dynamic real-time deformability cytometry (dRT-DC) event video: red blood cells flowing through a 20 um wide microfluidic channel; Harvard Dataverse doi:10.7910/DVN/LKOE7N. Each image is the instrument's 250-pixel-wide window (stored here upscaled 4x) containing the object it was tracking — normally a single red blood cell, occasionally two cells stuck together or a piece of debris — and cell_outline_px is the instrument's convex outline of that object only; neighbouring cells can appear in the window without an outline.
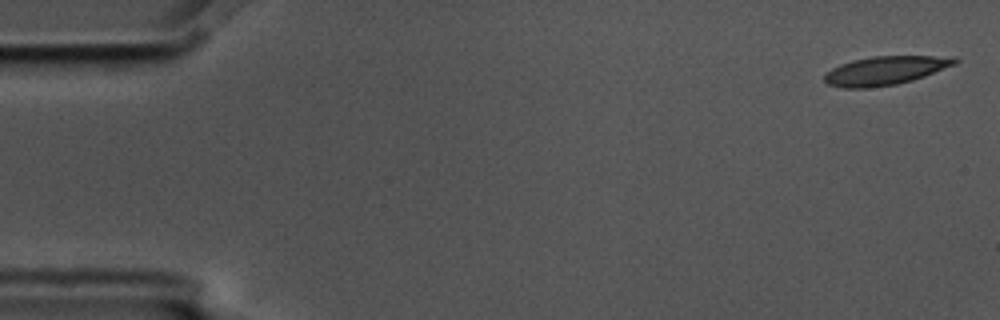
{"species": "common noctule bat (a hibernating species)", "species_latin": "Nyctalus noctula", "temperature_condition": "cold", "stored_images_in_passage": 5, "camera_frame_rate_fps": 3000, "um_per_image_px": 0.085, "animal": {"sex": "male", "body_mass_g": 17.5, "forearm_length_mm": 52.3}, "frame": {"image": 1, "passage_image": 1, "time_ms": 0.0, "image_size_px": [1000, 320], "cell_outline_px": [[960, 60], [956, 64], [924, 76], [912, 80], [896, 84], [864, 88], [844, 88], [828, 84], [824, 80], [824, 76], [832, 68], [840, 64], [852, 60], [872, 56], [956, 56]], "centroid_in_image_um": [75.28, 5.98], "position_along_channel_um": 9.7, "area_um2": 21.73}}
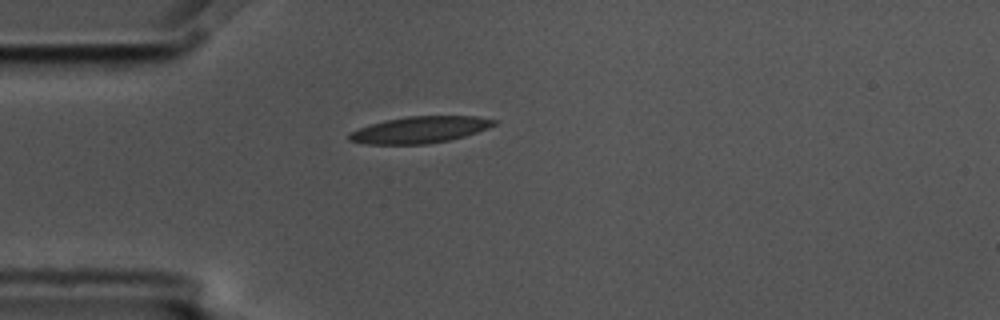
{"frame": {"image": 2, "passage_image": 5, "time_ms": 1.333, "image_size_px": [1000, 320], "cell_outline_px": [[500, 120], [496, 124], [488, 128], [464, 136], [448, 140], [428, 144], [368, 144], [348, 140], [348, 132], [384, 120], [408, 116], [476, 116]], "centroid_in_image_um": [35.7, 11.02], "position_along_channel_um": 49.3, "area_um2": 22.43}}